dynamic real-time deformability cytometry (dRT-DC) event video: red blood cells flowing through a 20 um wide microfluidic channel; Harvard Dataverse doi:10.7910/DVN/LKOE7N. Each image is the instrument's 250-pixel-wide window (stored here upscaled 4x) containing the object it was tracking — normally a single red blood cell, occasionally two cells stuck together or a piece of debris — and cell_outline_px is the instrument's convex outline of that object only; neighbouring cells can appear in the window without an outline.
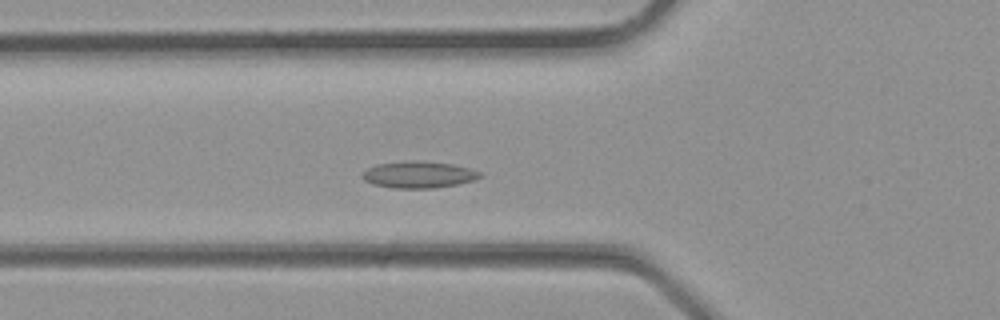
{"species": "common noctule bat (a hibernating species)", "species_latin": "Nyctalus noctula", "temperature_condition": "room temperature", "stored_images_in_passage": 28, "camera_frame_rate_fps": 3000, "um_per_image_px": 0.085, "animal": {"sex": "male", "body_mass_g": 23.1, "forearm_length_mm": 52.7}, "frame": {"image": 1, "passage_image": 8, "time_ms": 2.333, "image_size_px": [1000, 320], "cell_outline_px": [[484, 176], [472, 180], [456, 184], [432, 188], [392, 188], [372, 184], [364, 180], [360, 176], [364, 168], [376, 164], [416, 160], [452, 164], [468, 168], [480, 172]], "centroid_in_image_um": [35.51, 14.84], "position_along_channel_um": 90.3, "area_um2": 18.32}}
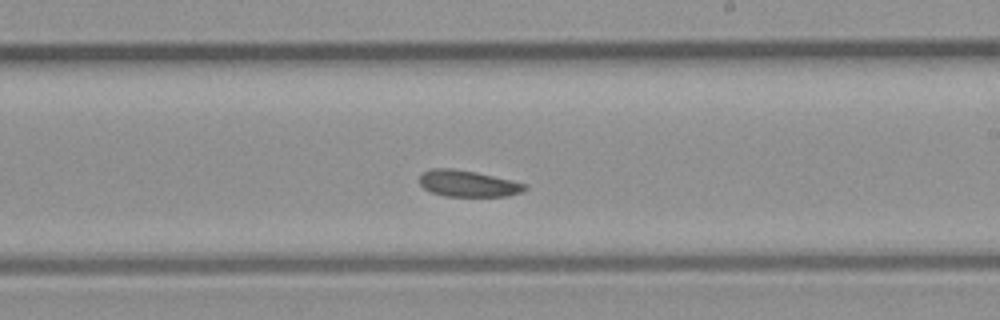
{"frame": {"image": 2, "passage_image": 16, "time_ms": 5.0, "image_size_px": [1000, 320], "cell_outline_px": [[528, 188], [524, 192], [508, 196], [444, 196], [432, 192], [424, 188], [420, 184], [420, 176], [424, 172], [432, 168], [452, 168], [476, 172], [528, 184]], "centroid_in_image_um": [39.82, 15.61], "position_along_channel_um": 249.2, "area_um2": 16.24}}
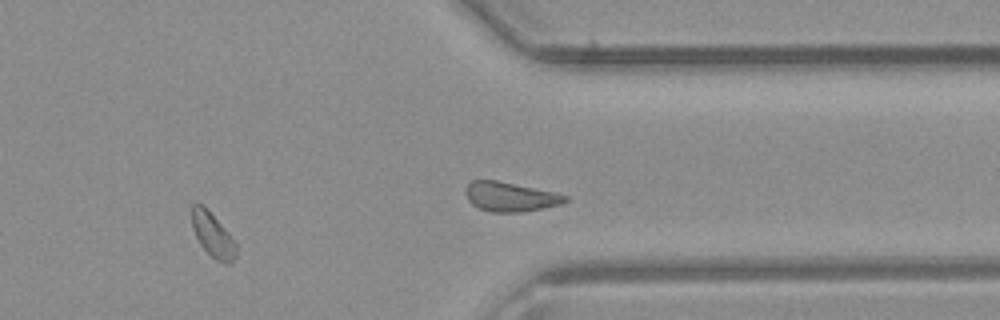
{"frame": {"image": 3, "passage_image": 22, "time_ms": 7.0, "image_size_px": [1000, 320], "cell_outline_px": [[236, 256], [228, 264], [216, 260], [200, 244], [192, 228], [192, 204], [200, 204], [228, 232], [236, 244]], "centroid_in_image_um": [18.08, 20.01], "position_along_channel_um": 393.3, "area_um2": 10.87}}